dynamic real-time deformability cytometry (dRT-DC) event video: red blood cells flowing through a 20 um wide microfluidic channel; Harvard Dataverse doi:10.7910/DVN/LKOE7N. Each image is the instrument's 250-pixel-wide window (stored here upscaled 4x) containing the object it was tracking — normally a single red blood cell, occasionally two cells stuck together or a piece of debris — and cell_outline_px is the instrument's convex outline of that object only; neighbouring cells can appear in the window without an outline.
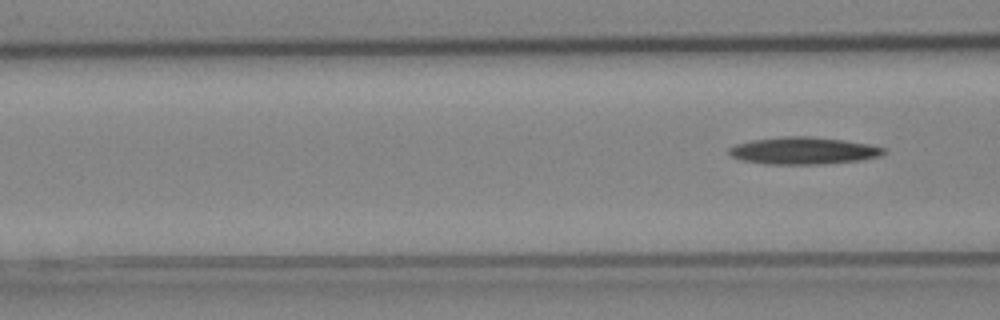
{"species": "Egyptian fruit bat (a non-hibernating species)", "species_latin": "Rousettus aegyptiacus", "temperature_condition": "cold", "stored_images_in_passage": 7, "segment_of_instrument_passage": [2, 2], "camera_frame_rate_fps": 3000, "um_per_image_px": 0.085, "animal": {"sex": "female"}, "frame": {"image": 1, "passage_image": 7, "time_ms": 2.0, "image_size_px": [1000, 320], "cell_outline_px": [[884, 152], [880, 156], [860, 160], [820, 164], [764, 164], [740, 160], [732, 156], [728, 152], [728, 148], [736, 144], [752, 140], [784, 136], [808, 136], [844, 140], [868, 144], [884, 148]], "centroid_in_image_um": [68.24, 12.81], "position_along_channel_um": 98.4, "area_um2": 24.39}}